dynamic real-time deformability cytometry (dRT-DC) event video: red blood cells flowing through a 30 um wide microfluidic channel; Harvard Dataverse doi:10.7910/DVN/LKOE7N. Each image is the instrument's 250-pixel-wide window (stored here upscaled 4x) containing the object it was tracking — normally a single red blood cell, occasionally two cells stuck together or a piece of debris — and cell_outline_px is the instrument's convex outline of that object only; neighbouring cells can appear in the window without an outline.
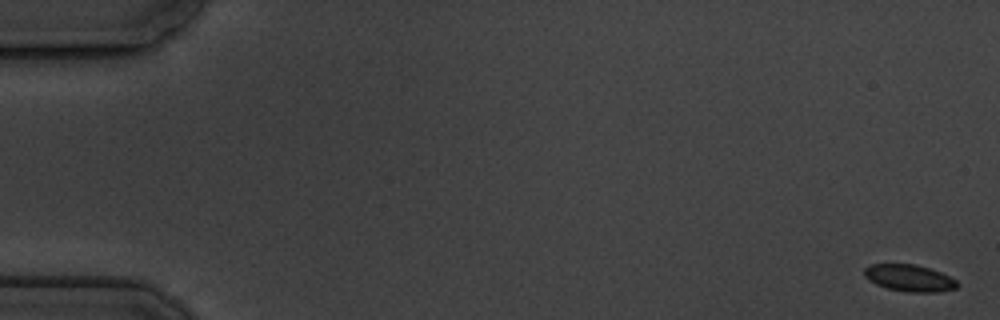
{"species": "common noctule bat (a hibernating species)", "species_latin": "Nyctalus noctula", "temperature_condition": "cold", "stored_images_in_passage": 5, "camera_frame_rate_fps": 3000, "um_per_image_px": 0.085, "animal": {"sex": "male", "body_mass_g": 19.5, "forearm_length_mm": 54.6}, "frame": {"image": 1, "passage_image": 1, "time_ms": 0.0, "image_size_px": [1000, 320], "cell_outline_px": [[960, 284], [956, 288], [940, 292], [908, 292], [888, 288], [876, 284], [868, 280], [864, 276], [864, 268], [872, 264], [916, 264], [940, 272], [956, 280]], "centroid_in_image_um": [77.3, 23.63], "position_along_channel_um": 7.7, "area_um2": 14.51}}
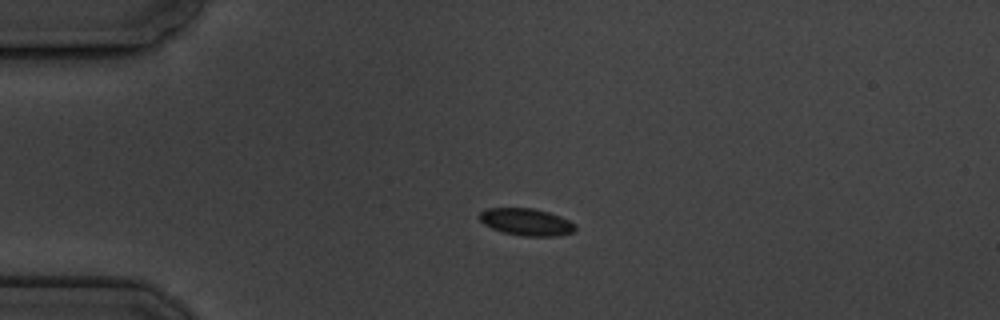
{"frame": {"image": 2, "passage_image": 4, "time_ms": 4.333, "image_size_px": [1000, 320], "cell_outline_px": [[576, 228], [572, 232], [560, 236], [524, 236], [504, 232], [492, 228], [484, 224], [476, 216], [480, 212], [488, 208], [532, 208], [548, 212], [560, 216], [576, 224]], "centroid_in_image_um": [44.73, 18.86], "position_along_channel_um": 40.3, "area_um2": 15.14}}